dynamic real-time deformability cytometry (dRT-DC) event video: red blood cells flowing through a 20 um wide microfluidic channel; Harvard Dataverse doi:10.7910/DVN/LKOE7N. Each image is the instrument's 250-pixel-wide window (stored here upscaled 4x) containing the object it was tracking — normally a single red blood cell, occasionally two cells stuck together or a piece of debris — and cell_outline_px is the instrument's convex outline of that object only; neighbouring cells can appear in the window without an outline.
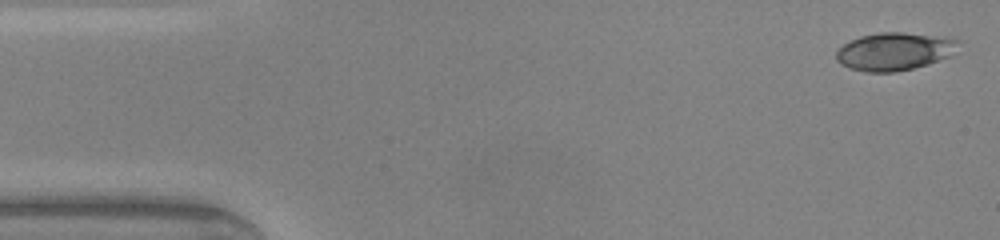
{"species": "common noctule bat (a hibernating species)", "species_latin": "Nyctalus noctula", "temperature_condition": "warm", "stored_images_in_passage": 9, "camera_frame_rate_fps": 3000, "um_per_image_px": 0.085, "animal": {"sex": "male", "body_mass_g": 20.0, "forearm_length_mm": 53.3}, "frame": {"image": 1, "passage_image": 1, "time_ms": 0.0, "image_size_px": [1000, 240], "cell_outline_px": [[960, 40], [948, 56], [928, 64], [912, 68], [892, 72], [864, 72], [840, 64], [836, 60], [836, 52], [844, 44], [860, 36], [880, 32], [904, 32], [944, 36]], "centroid_in_image_um": [75.99, 4.36], "position_along_channel_um": 9.0, "area_um2": 26.65}}